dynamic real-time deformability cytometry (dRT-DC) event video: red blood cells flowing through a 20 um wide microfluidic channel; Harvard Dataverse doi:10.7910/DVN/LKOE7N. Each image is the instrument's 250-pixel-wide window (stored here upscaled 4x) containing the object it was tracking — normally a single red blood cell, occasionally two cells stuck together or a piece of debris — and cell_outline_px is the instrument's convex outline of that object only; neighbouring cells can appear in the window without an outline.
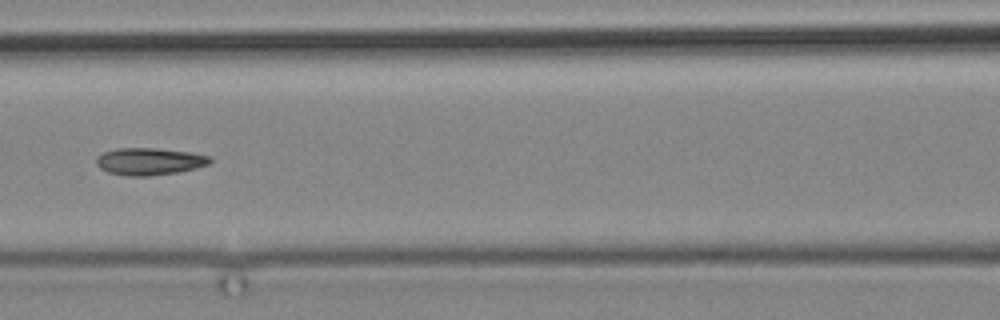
{"species": "common noctule bat (a hibernating species)", "species_latin": "Nyctalus noctula", "temperature_condition": "cold", "stored_images_in_passage": 12, "camera_frame_rate_fps": 3000, "um_per_image_px": 0.085, "animal": {"sex": "male", "body_mass_g": 19.2, "forearm_length_mm": 51.8}, "frame": {"image": 1, "passage_image": 4, "time_ms": 3.333, "image_size_px": [1000, 320], "cell_outline_px": [[212, 160], [208, 164], [196, 168], [176, 172], [148, 176], [128, 176], [108, 172], [100, 168], [96, 164], [96, 156], [104, 152], [120, 148], [156, 148], [192, 152], [212, 156]], "centroid_in_image_um": [12.71, 13.71], "position_along_channel_um": 153.9, "area_um2": 18.03}}
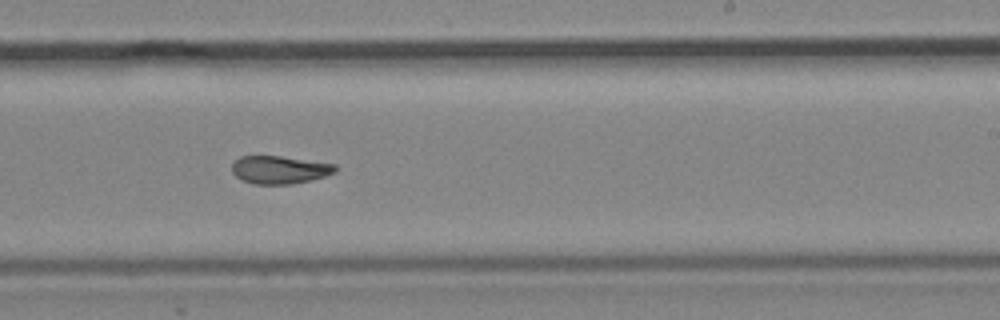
{"frame": {"image": 2, "passage_image": 7, "time_ms": 6.667, "image_size_px": [1000, 320], "cell_outline_px": [[336, 172], [324, 176], [292, 184], [252, 184], [236, 176], [232, 172], [232, 164], [240, 156], [280, 156], [336, 164]], "centroid_in_image_um": [23.75, 14.42], "position_along_channel_um": 265.2, "area_um2": 16.65}}
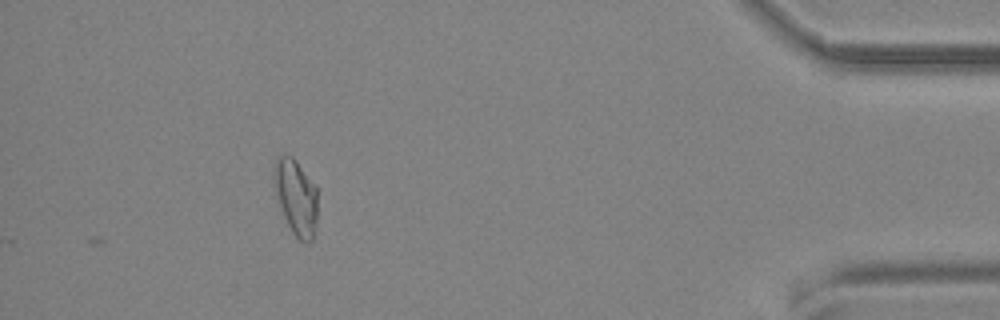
{"frame": {"image": 3, "passage_image": 11, "time_ms": 12.667, "image_size_px": [1000, 320], "cell_outline_px": [[316, 228], [312, 240], [308, 244], [300, 240], [292, 232], [276, 200], [272, 180], [272, 168], [276, 156], [280, 152], [292, 156], [296, 160], [316, 188]], "centroid_in_image_um": [25.09, 16.7], "position_along_channel_um": 410.1, "area_um2": 19.65}}